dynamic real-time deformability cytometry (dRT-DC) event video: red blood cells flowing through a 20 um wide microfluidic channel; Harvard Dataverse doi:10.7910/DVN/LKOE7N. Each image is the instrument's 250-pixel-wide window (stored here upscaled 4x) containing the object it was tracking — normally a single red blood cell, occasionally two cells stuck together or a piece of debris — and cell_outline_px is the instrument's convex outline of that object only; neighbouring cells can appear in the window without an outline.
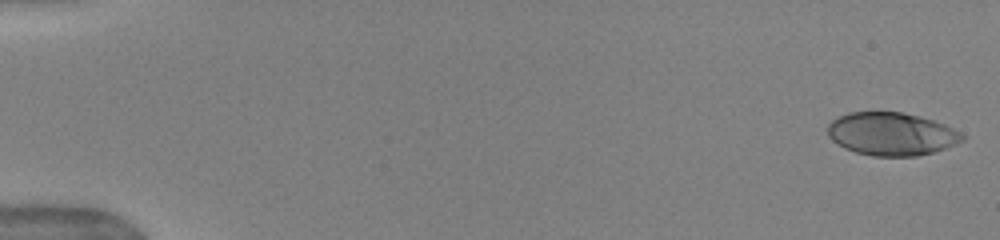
{"species": "human", "species_latin": "Homo sapiens", "temperature_condition": "warm", "stored_images_in_passage": 15, "camera_frame_rate_fps": 3000, "um_per_image_px": 0.085, "donor": {"sex": "female"}, "frame": {"image": 1, "passage_image": 1, "time_ms": 0.0, "image_size_px": [1000, 240], "cell_outline_px": [[964, 140], [956, 144], [932, 152], [916, 156], [872, 156], [856, 152], [844, 148], [832, 140], [828, 136], [828, 124], [832, 120], [848, 112], [900, 112], [920, 116], [944, 124], [960, 132], [964, 136]], "centroid_in_image_um": [75.76, 11.38], "position_along_channel_um": 9.2, "area_um2": 33.58}}
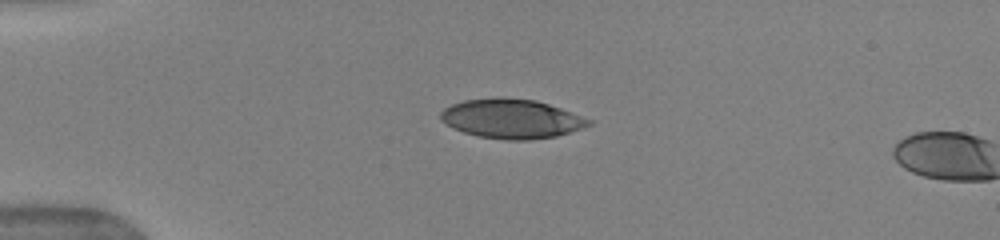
{"frame": {"image": 2, "passage_image": 13, "time_ms": 4.0, "image_size_px": [1000, 240], "cell_outline_px": [[592, 124], [556, 136], [528, 140], [504, 140], [480, 136], [464, 132], [452, 128], [440, 120], [440, 112], [444, 108], [452, 104], [464, 100], [496, 96], [504, 96], [536, 100], [560, 108], [592, 120]], "centroid_in_image_um": [43.43, 10.07], "position_along_channel_um": 41.6, "area_um2": 34.04}}